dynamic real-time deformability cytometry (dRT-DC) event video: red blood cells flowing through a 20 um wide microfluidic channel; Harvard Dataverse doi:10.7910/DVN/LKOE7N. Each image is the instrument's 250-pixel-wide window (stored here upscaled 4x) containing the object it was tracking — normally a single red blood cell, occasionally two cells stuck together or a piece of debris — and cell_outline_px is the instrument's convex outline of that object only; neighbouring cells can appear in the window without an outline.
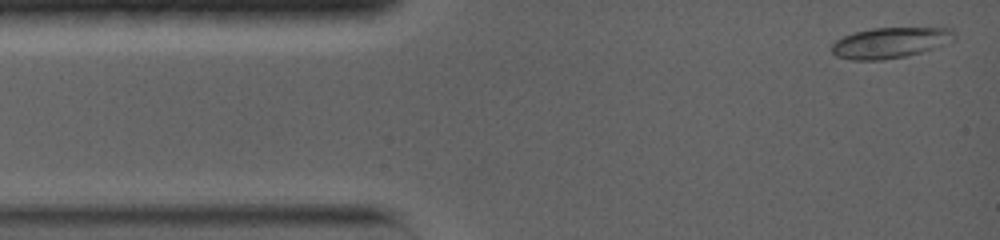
{"species": "common noctule bat (a hibernating species)", "species_latin": "Nyctalus noctula", "temperature_condition": "warm", "stored_images_in_passage": 70, "camera_frame_rate_fps": 5000, "um_per_image_px": 0.085, "animal": {"sex": "female", "body_mass_g": 19.0, "forearm_length_mm": 56.7}, "frame": {"image": 1, "passage_image": 2, "time_ms": 0.2, "image_size_px": [1000, 240], "cell_outline_px": [[956, 40], [920, 52], [904, 56], [880, 60], [852, 60], [836, 56], [832, 52], [832, 44], [836, 40], [844, 36], [856, 32], [872, 28], [952, 28], [956, 32]], "centroid_in_image_um": [75.69, 3.62], "position_along_channel_um": 9.3, "area_um2": 21.79}}
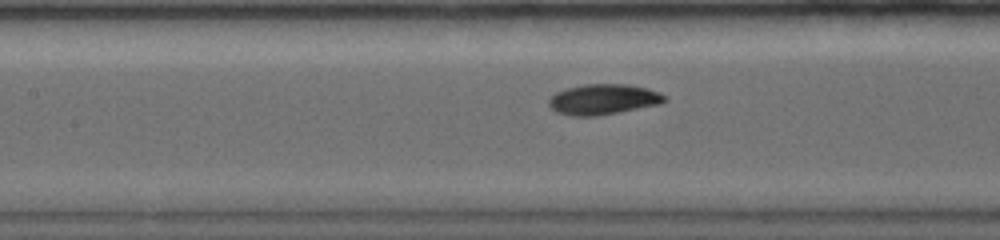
{"frame": {"image": 2, "passage_image": 30, "time_ms": 5.8, "image_size_px": [1000, 240], "cell_outline_px": [[668, 100], [660, 104], [596, 116], [572, 116], [556, 112], [548, 104], [548, 100], [556, 92], [564, 88], [584, 84], [628, 84], [648, 88], [660, 92]], "centroid_in_image_um": [51.27, 8.43], "position_along_channel_um": 156.1, "area_um2": 20.63}}
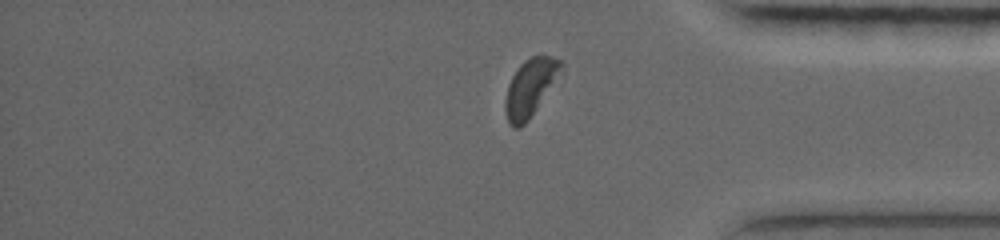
{"frame": {"image": 3, "passage_image": 62, "time_ms": 12.2, "image_size_px": [1000, 240], "cell_outline_px": [[564, 64], [536, 108], [528, 120], [520, 128], [512, 128], [508, 124], [504, 108], [504, 100], [508, 84], [512, 76], [520, 64], [524, 60], [532, 56], [548, 56], [560, 60]], "centroid_in_image_um": [44.98, 7.47], "position_along_channel_um": 390.2, "area_um2": 18.09}, "authors_computed_cell_mechanics": {"area_um2": 19.8832, "velocity_mm_per_s": 3.8223, "shape_relaxation_time_tau1_ms": 3.025, "shape_relaxation_time_tau2_ms": 6.0856, "deformation_change_tau1": 0.165, "deformation_change_tau2": 0.0946}}